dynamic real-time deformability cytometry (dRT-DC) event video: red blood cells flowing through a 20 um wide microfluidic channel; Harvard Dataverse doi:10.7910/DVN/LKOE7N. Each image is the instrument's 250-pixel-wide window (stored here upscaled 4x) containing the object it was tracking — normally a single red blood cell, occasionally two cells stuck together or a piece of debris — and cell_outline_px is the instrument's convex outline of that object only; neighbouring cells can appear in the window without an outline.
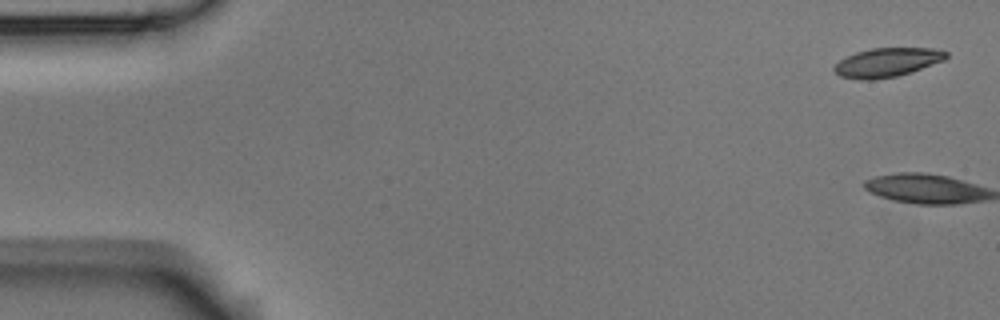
{"species": "Egyptian fruit bat (a non-hibernating species)", "species_latin": "Rousettus aegyptiacus", "temperature_condition": "room temperature", "stored_images_in_passage": 9, "camera_frame_rate_fps": 3000, "um_per_image_px": 0.085, "animal": {"sex": "male"}, "frame": {"image": 1, "passage_image": 1, "time_ms": 0.0, "image_size_px": [1000, 320], "cell_outline_px": [[948, 56], [944, 60], [912, 72], [896, 76], [872, 80], [860, 80], [840, 76], [832, 68], [840, 60], [856, 52], [872, 48], [936, 48], [948, 52]], "centroid_in_image_um": [75.42, 5.3], "position_along_channel_um": 9.6, "area_um2": 18.9}}
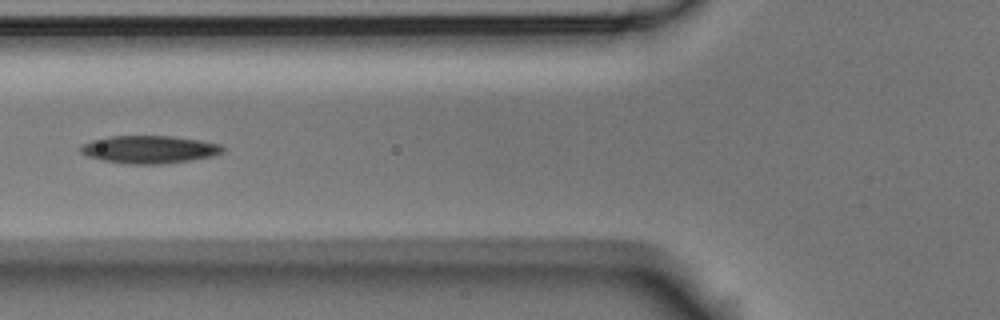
{"frame": {"image": 2, "passage_image": 7, "time_ms": 7.0, "image_size_px": [1000, 320], "cell_outline_px": [[224, 152], [212, 156], [188, 160], [160, 164], [128, 164], [100, 160], [88, 156], [80, 152], [80, 144], [92, 140], [108, 136], [172, 136], [200, 140], [224, 144]], "centroid_in_image_um": [12.68, 12.69], "position_along_channel_um": 113.1, "area_um2": 23.12}}
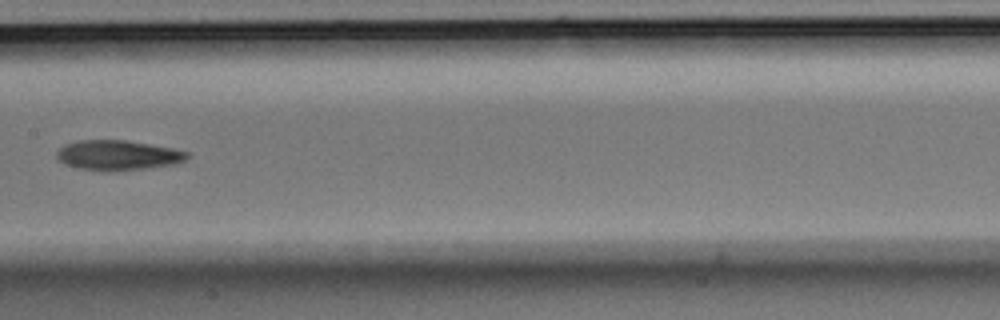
{"frame": {"image": 3, "passage_image": 9, "time_ms": 9.333, "image_size_px": [1000, 320], "cell_outline_px": [[188, 160], [176, 164], [148, 168], [108, 172], [80, 168], [64, 164], [56, 156], [56, 152], [60, 148], [68, 144], [80, 140], [124, 140], [172, 148], [188, 152]], "centroid_in_image_um": [10.05, 13.21], "position_along_channel_um": 197.4, "area_um2": 22.72}}